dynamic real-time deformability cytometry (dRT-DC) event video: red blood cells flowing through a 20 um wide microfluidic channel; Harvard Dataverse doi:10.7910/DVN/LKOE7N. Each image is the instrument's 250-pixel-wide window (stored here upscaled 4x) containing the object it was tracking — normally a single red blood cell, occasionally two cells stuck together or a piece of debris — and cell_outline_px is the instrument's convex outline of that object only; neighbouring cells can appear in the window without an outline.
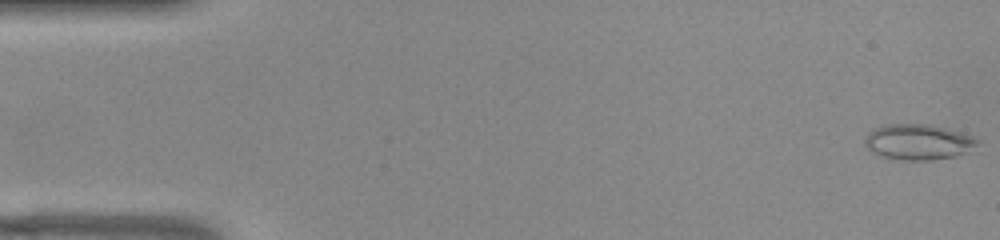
{"species": "common noctule bat (a hibernating species)", "species_latin": "Nyctalus noctula", "temperature_condition": "warm", "stored_images_in_passage": 52, "camera_frame_rate_fps": 3000, "um_per_image_px": 0.085, "animal": {"sex": "female", "body_mass_g": 22.0, "forearm_length_mm": 56.7}, "frame": {"image": 1, "passage_image": 1, "time_ms": 0.0, "image_size_px": [1000, 240], "cell_outline_px": [[980, 140], [976, 144], [964, 152], [956, 156], [932, 160], [908, 160], [880, 156], [872, 152], [868, 148], [864, 140], [868, 132], [884, 124], [928, 124], [960, 132], [972, 136]], "centroid_in_image_um": [78.01, 12.06], "position_along_channel_um": 7.0, "area_um2": 23.0}}
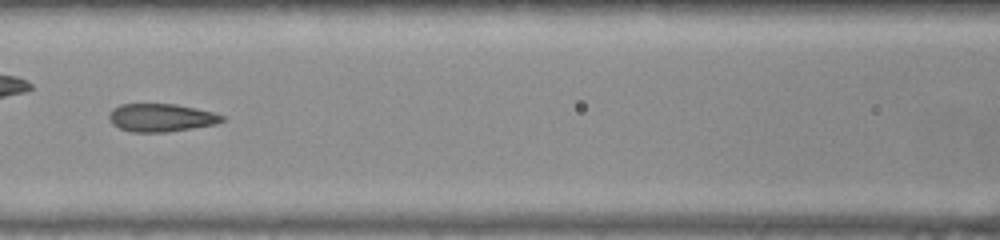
{"frame": {"image": 2, "passage_image": 23, "time_ms": 7.333, "image_size_px": [1000, 240], "cell_outline_px": [[224, 120], [216, 124], [168, 132], [132, 132], [120, 128], [112, 124], [108, 116], [112, 108], [120, 104], [176, 104], [196, 108], [212, 112], [224, 116]], "centroid_in_image_um": [13.67, 10.0], "position_along_channel_um": 152.9, "area_um2": 18.44}, "authors_computed_cell_mechanics": {"area_um2": 18.6405, "velocity_mm_per_s": 3.9137, "shape_relaxation_time_tau1_ms": null, "shape_relaxation_time_tau2_ms": 1.0995, "deformation_change_tau1": null, "deformation_change_tau2": 0.0799}}